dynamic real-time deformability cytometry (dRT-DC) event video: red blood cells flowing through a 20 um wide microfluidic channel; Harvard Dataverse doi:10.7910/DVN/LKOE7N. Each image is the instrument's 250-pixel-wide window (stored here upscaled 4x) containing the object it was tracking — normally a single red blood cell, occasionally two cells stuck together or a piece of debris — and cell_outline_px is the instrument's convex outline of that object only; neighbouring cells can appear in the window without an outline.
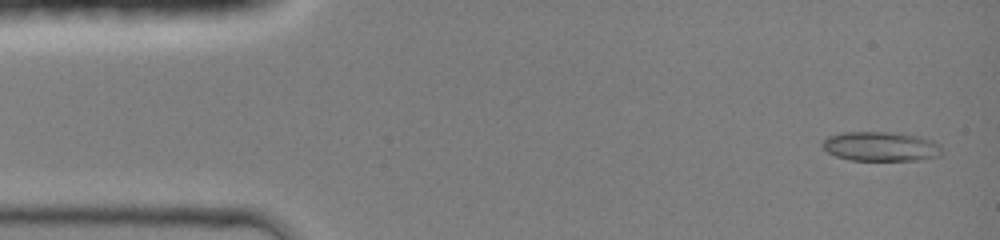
{"species": "common noctule bat (a hibernating species)", "species_latin": "Nyctalus noctula", "temperature_condition": "room temperature", "stored_images_in_passage": 44, "camera_frame_rate_fps": 3000, "um_per_image_px": 0.085, "animal": {"sex": "female", "body_mass_g": 19.0, "forearm_length_mm": 51.5}, "frame": {"image": 1, "passage_image": 2, "time_ms": 0.333, "image_size_px": [1000, 240], "cell_outline_px": [[940, 156], [920, 160], [848, 160], [836, 156], [828, 152], [820, 144], [828, 136], [844, 132], [892, 132], [920, 136], [932, 140], [940, 144]], "centroid_in_image_um": [74.86, 12.44], "position_along_channel_um": 10.1, "area_um2": 20.58}}
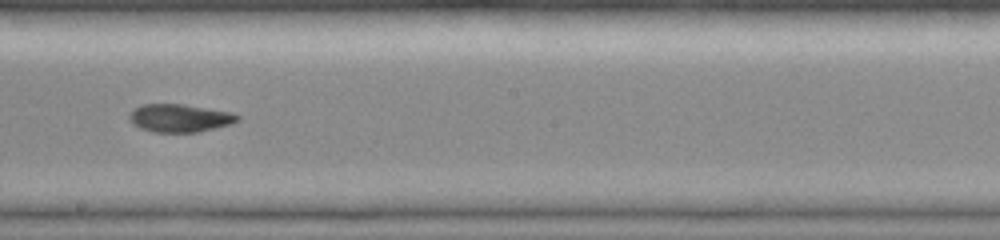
{"frame": {"image": 2, "passage_image": 25, "time_ms": 8.0, "image_size_px": [1000, 240], "cell_outline_px": [[240, 120], [232, 124], [196, 132], [152, 132], [140, 128], [132, 124], [128, 116], [140, 104], [184, 104], [232, 112], [240, 116]], "centroid_in_image_um": [15.29, 10.03], "position_along_channel_um": 232.9, "area_um2": 17.69}}
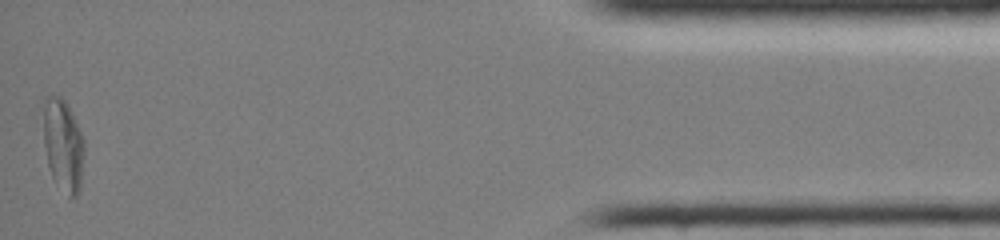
{"frame": {"image": 3, "passage_image": 44, "time_ms": 14.333, "image_size_px": [1000, 240], "cell_outline_px": [[84, 156], [80, 188], [76, 196], [68, 196], [52, 176], [48, 164], [44, 144], [44, 96], [60, 96], [64, 100], [72, 112], [84, 140]], "centroid_in_image_um": [5.38, 12.31], "position_along_channel_um": 429.8, "area_um2": 21.73}, "authors_computed_cell_mechanics": {"area_um2": 18.5538, "velocity_mm_per_s": 4.2762, "shape_relaxation_time_tau1_ms": null, "shape_relaxation_time_tau2_ms": 2.2663, "deformation_change_tau1": null, "deformation_change_tau2": 0.0681}}